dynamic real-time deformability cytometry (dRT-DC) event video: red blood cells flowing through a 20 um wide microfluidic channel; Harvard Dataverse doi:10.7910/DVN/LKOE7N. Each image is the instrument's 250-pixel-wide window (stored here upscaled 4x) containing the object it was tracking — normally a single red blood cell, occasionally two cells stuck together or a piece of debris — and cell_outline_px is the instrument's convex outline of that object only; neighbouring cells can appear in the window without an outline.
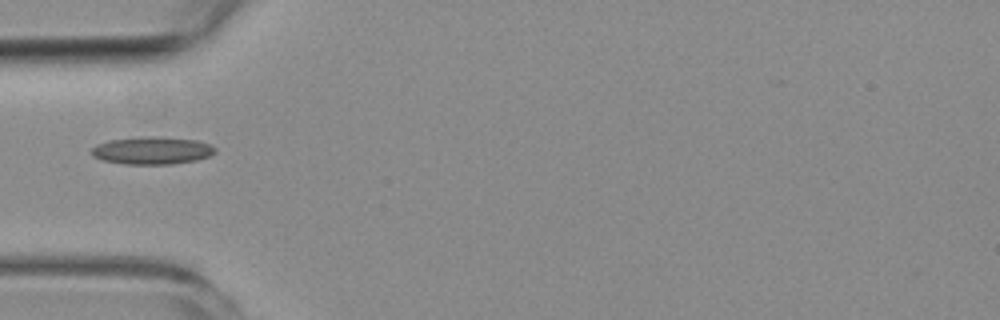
{"species": "common noctule bat (a hibernating species)", "species_latin": "Nyctalus noctula", "temperature_condition": "room temperature", "stored_images_in_passage": 1, "camera_frame_rate_fps": 3000, "um_per_image_px": 0.085, "animal": {"sex": "female", "body_mass_g": 19.3, "forearm_length_mm": 54.1}, "frame": {"image": 1, "passage_image": 1, "time_ms": 0.0, "image_size_px": [1000, 320], "cell_outline_px": [[216, 152], [212, 156], [196, 160], [172, 164], [124, 164], [104, 160], [92, 156], [92, 148], [96, 144], [112, 140], [140, 136], [164, 136], [196, 140], [208, 144], [216, 148]], "centroid_in_image_um": [12.96, 12.78], "position_along_channel_um": 72.0, "area_um2": 20.0}}